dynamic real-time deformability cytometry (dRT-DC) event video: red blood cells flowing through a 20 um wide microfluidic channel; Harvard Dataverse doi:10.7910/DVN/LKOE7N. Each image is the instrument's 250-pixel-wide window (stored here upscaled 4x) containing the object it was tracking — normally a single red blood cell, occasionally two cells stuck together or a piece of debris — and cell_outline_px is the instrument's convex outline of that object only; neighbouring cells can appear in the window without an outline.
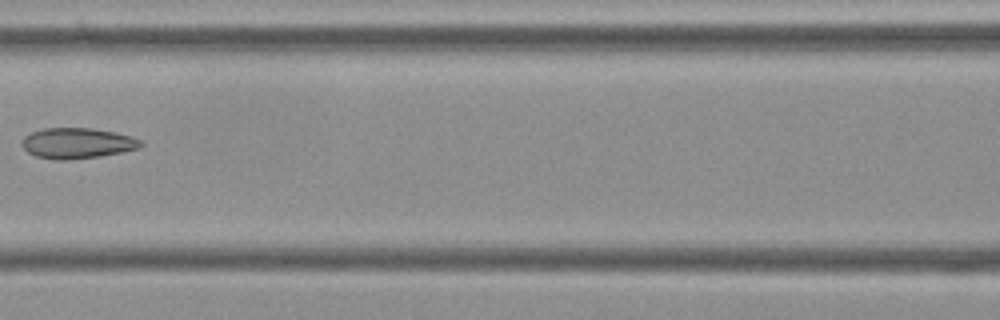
{"species": "Egyptian fruit bat (a non-hibernating species)", "species_latin": "Rousettus aegyptiacus", "temperature_condition": "cold", "stored_images_in_passage": 8, "camera_frame_rate_fps": 3000, "um_per_image_px": 0.085, "frame": {"image": 1, "passage_image": 7, "time_ms": 2.0, "image_size_px": [1000, 320], "cell_outline_px": [[144, 144], [140, 148], [100, 156], [68, 160], [56, 160], [36, 156], [28, 152], [20, 144], [20, 140], [24, 136], [32, 132], [44, 128], [92, 128], [116, 132], [132, 136], [144, 140]], "centroid_in_image_um": [6.58, 12.16], "position_along_channel_um": 160.0, "area_um2": 21.44}}
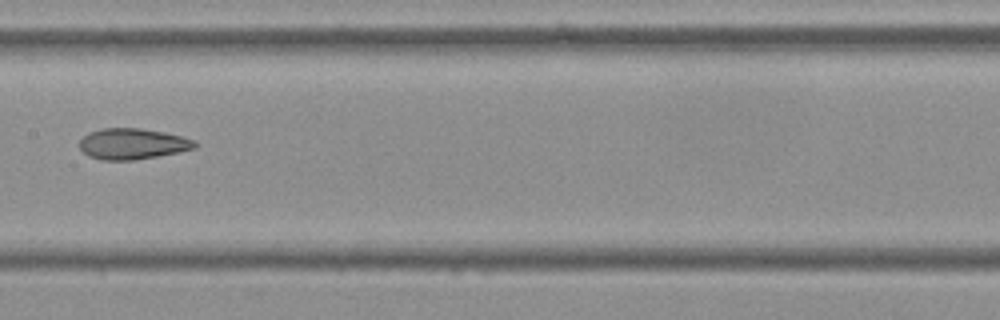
{"frame": {"image": 2, "passage_image": 8, "time_ms": 2.333, "image_size_px": [1000, 320], "cell_outline_px": [[200, 144], [196, 148], [180, 152], [132, 160], [100, 160], [88, 156], [80, 148], [80, 140], [88, 132], [104, 128], [140, 128], [164, 132], [196, 140]], "centroid_in_image_um": [11.29, 12.23], "position_along_channel_um": 196.1, "area_um2": 20.87}}